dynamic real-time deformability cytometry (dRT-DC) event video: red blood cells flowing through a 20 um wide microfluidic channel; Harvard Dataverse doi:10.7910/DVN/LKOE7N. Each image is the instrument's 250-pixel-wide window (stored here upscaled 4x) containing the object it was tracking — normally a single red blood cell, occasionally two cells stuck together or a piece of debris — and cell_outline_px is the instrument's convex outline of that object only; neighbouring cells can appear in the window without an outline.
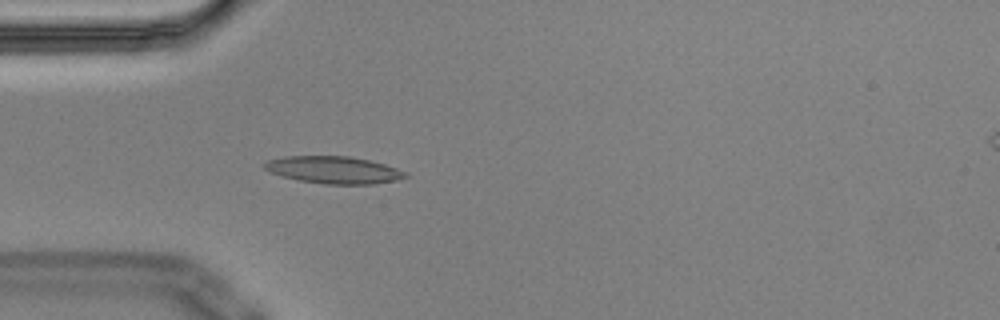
{"species": "Egyptian fruit bat (a non-hibernating species)", "species_latin": "Rousettus aegyptiacus", "temperature_condition": "cold", "stored_images_in_passage": 4, "camera_frame_rate_fps": 3000, "um_per_image_px": 0.085, "animal": {"sex": "male"}, "frame": {"image": 1, "passage_image": 4, "time_ms": 1.0, "image_size_px": [1000, 320], "cell_outline_px": [[408, 176], [396, 180], [376, 184], [324, 184], [300, 180], [280, 176], [268, 172], [260, 164], [268, 160], [284, 156], [348, 156], [368, 160], [384, 164], [408, 172]], "centroid_in_image_um": [28.33, 14.44], "position_along_channel_um": 56.7, "area_um2": 22.48}}